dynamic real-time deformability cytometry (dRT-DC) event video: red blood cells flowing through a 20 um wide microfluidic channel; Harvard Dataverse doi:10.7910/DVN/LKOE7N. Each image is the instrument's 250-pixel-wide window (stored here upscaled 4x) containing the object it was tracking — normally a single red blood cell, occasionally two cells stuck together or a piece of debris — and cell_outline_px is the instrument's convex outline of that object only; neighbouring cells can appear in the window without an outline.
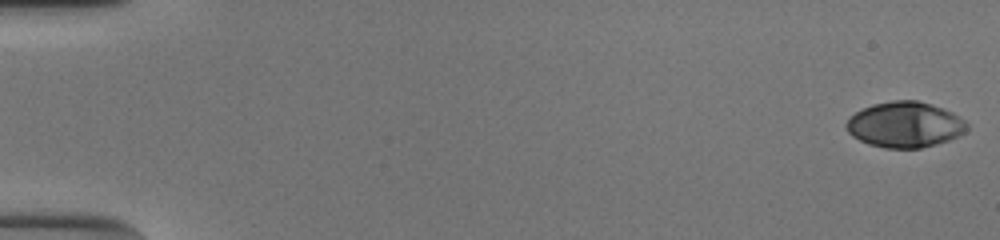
{"species": "human", "species_latin": "Homo sapiens", "temperature_condition": "cold", "stored_images_in_passage": 54, "camera_frame_rate_fps": 3000, "um_per_image_px": 0.085, "donor": {"sex": "male"}, "frame": {"image": 1, "passage_image": 1, "time_ms": 0.0, "image_size_px": [1000, 240], "cell_outline_px": [[968, 128], [964, 132], [948, 140], [936, 144], [920, 148], [884, 148], [868, 144], [852, 136], [848, 132], [844, 124], [848, 116], [872, 104], [892, 100], [916, 100], [932, 104], [952, 112], [964, 120], [968, 124]], "centroid_in_image_um": [76.88, 10.59], "position_along_channel_um": 8.1, "area_um2": 32.19}}
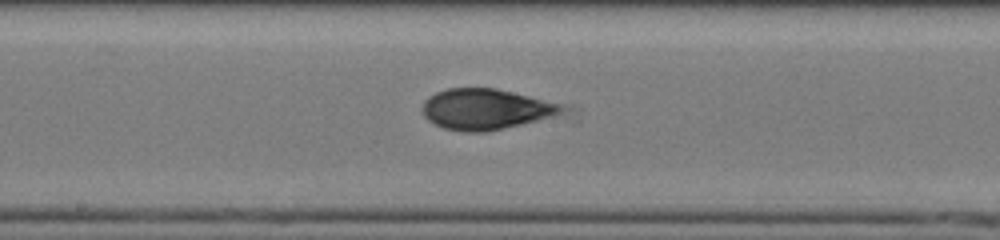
{"frame": {"image": 2, "passage_image": 30, "time_ms": 9.667, "image_size_px": [1000, 240], "cell_outline_px": [[560, 112], [552, 116], [520, 124], [484, 132], [464, 132], [444, 128], [428, 120], [424, 116], [424, 100], [428, 96], [436, 92], [448, 88], [496, 88], [560, 104]], "centroid_in_image_um": [41.18, 9.27], "position_along_channel_um": 207.0, "area_um2": 32.25}}
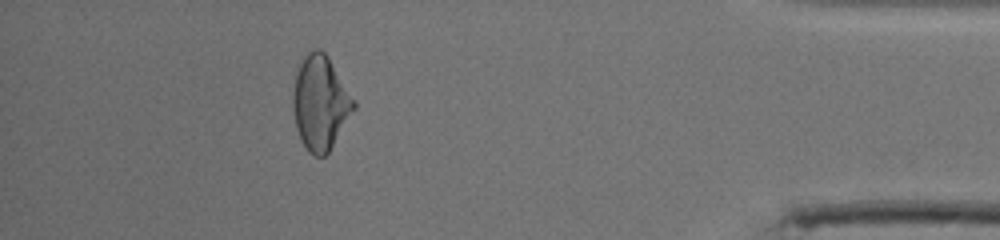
{"frame": {"image": 3, "passage_image": 49, "time_ms": 16.0, "image_size_px": [1000, 240], "cell_outline_px": [[356, 108], [328, 152], [324, 156], [316, 156], [308, 152], [300, 140], [296, 128], [292, 108], [292, 96], [296, 76], [300, 64], [304, 56], [312, 48], [320, 48], [328, 56], [356, 100]], "centroid_in_image_um": [27.23, 8.73], "position_along_channel_um": 408.0, "area_um2": 33.58}}